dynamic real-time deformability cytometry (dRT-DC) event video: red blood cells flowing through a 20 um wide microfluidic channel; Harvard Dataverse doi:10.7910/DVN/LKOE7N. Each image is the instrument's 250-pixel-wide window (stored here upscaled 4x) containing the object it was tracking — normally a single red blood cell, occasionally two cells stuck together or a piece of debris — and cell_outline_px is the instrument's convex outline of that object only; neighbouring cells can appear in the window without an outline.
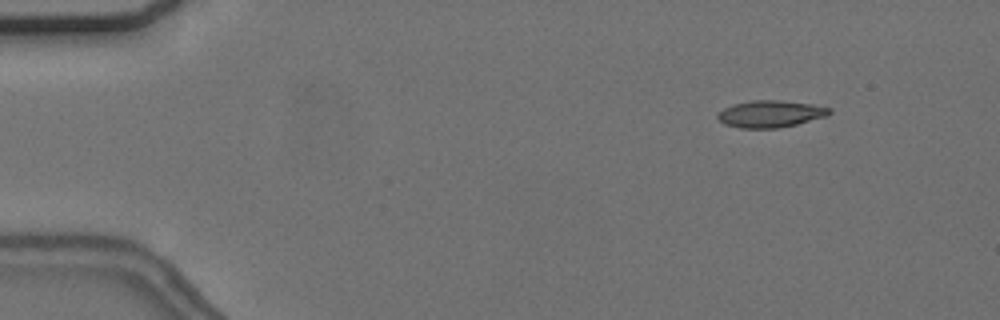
{"species": "common noctule bat (a hibernating species)", "species_latin": "Nyctalus noctula", "temperature_condition": "cold", "stored_images_in_passage": 39, "camera_frame_rate_fps": 3000, "um_per_image_px": 0.085, "animal": {"sex": "female", "body_mass_g": 24.6, "forearm_length_mm": 56.2}, "frame": {"image": 1, "passage_image": 2, "time_ms": 0.333, "image_size_px": [1000, 320], "cell_outline_px": [[832, 112], [828, 116], [780, 128], [740, 128], [724, 124], [716, 116], [724, 108], [732, 104], [748, 100], [780, 100], [812, 104], [832, 108]], "centroid_in_image_um": [65.51, 9.67], "position_along_channel_um": 19.5, "area_um2": 17.69}}
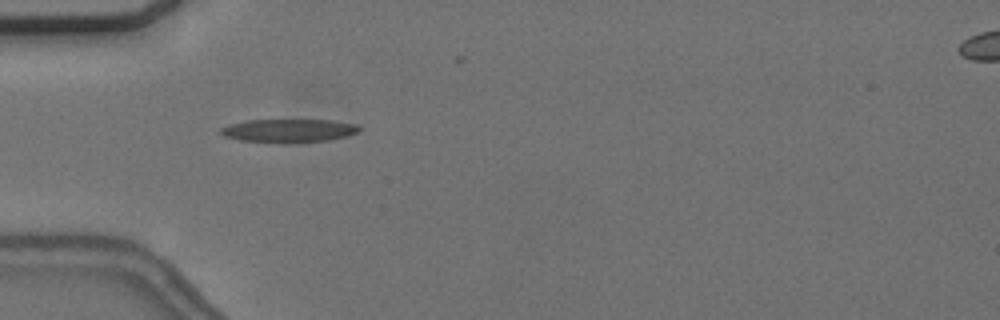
{"frame": {"image": 2, "passage_image": 13, "time_ms": 4.0, "image_size_px": [1000, 320], "cell_outline_px": [[360, 128], [356, 132], [348, 136], [328, 140], [240, 140], [224, 136], [220, 132], [220, 128], [228, 124], [248, 120], [332, 120], [356, 124]], "centroid_in_image_um": [24.54, 11.05], "position_along_channel_um": 60.5, "area_um2": 17.74}}
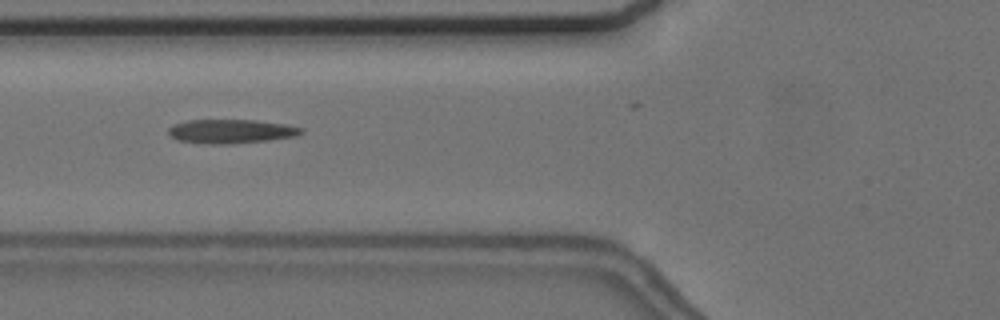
{"frame": {"image": 3, "passage_image": 17, "time_ms": 5.333, "image_size_px": [1000, 320], "cell_outline_px": [[304, 132], [296, 136], [268, 140], [228, 144], [204, 144], [176, 140], [168, 132], [168, 128], [172, 124], [188, 120], [256, 120], [284, 124], [304, 128]], "centroid_in_image_um": [19.62, 11.16], "position_along_channel_um": 106.2, "area_um2": 18.67}}